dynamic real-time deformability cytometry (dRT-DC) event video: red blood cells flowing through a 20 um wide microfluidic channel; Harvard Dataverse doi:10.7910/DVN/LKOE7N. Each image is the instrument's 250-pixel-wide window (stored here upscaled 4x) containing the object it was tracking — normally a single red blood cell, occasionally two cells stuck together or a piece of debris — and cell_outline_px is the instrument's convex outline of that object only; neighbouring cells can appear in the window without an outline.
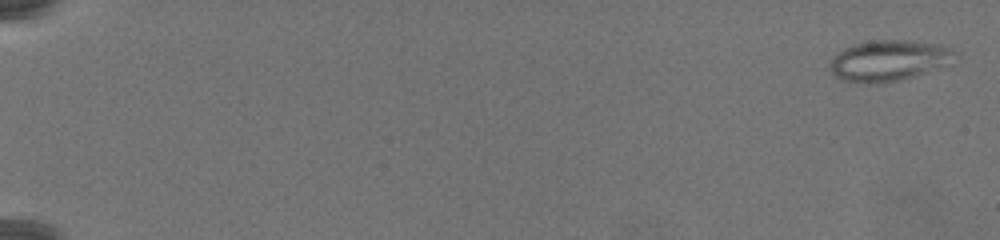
{"species": "common noctule bat (a hibernating species)", "species_latin": "Nyctalus noctula", "temperature_condition": "warm", "stored_images_in_passage": 80, "camera_frame_rate_fps": 3000, "um_per_image_px": 0.085, "animal": {"sex": "female", "body_mass_g": 19.5, "forearm_length_mm": 54.1}, "frame": {"image": 1, "passage_image": 2, "time_ms": 0.333, "image_size_px": [1000, 240], "cell_outline_px": [[952, 52], [940, 64], [912, 76], [900, 80], [868, 84], [844, 80], [832, 76], [828, 68], [832, 60], [844, 48], [856, 44], [872, 40], [904, 40], [936, 44], [952, 48]], "centroid_in_image_um": [75.34, 5.15], "position_along_channel_um": 9.7, "area_um2": 28.32}}
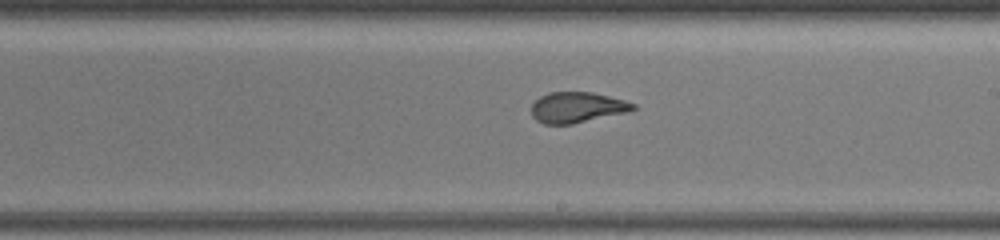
{"frame": {"image": 2, "passage_image": 50, "time_ms": 16.333, "image_size_px": [1000, 240], "cell_outline_px": [[636, 108], [628, 112], [572, 124], [544, 124], [536, 120], [532, 116], [532, 104], [540, 96], [548, 92], [592, 92], [624, 100], [636, 104]], "centroid_in_image_um": [49.05, 9.13], "position_along_channel_um": 240.0, "area_um2": 18.15}}
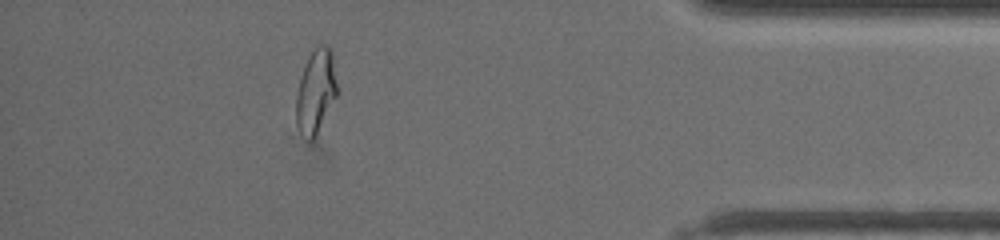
{"frame": {"image": 3, "passage_image": 72, "time_ms": 23.667, "image_size_px": [1000, 240], "cell_outline_px": [[340, 92], [316, 136], [312, 140], [308, 140], [300, 132], [296, 124], [296, 96], [300, 80], [308, 56], [316, 44], [324, 44], [332, 48]], "centroid_in_image_um": [26.9, 7.73], "position_along_channel_um": 408.3, "area_um2": 20.75}}